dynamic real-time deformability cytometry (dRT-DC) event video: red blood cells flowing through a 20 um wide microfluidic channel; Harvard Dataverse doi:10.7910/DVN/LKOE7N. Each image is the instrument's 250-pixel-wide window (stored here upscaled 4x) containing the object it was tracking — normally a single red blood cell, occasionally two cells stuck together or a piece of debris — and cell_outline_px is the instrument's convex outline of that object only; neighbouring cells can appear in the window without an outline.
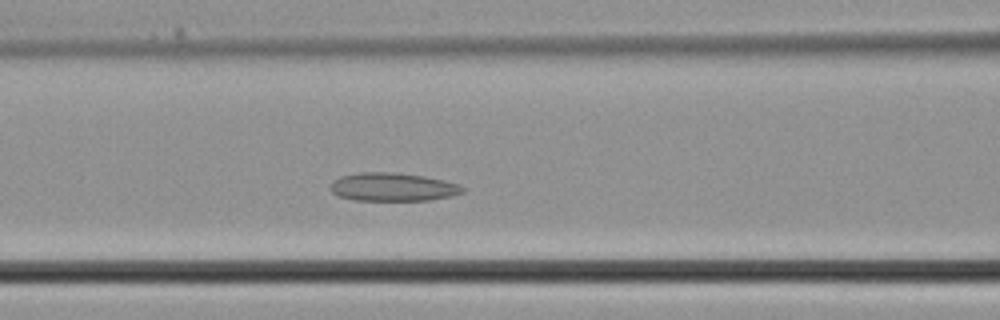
{"species": "common noctule bat (a hibernating species)", "species_latin": "Nyctalus noctula", "temperature_condition": "cold", "stored_images_in_passage": 31, "camera_frame_rate_fps": 3000, "um_per_image_px": 0.085, "animal": {"sex": "male", "body_mass_g": 21.5, "forearm_length_mm": 52.0}, "frame": {"image": 1, "passage_image": 9, "time_ms": 2.667, "image_size_px": [1000, 320], "cell_outline_px": [[468, 188], [464, 192], [452, 196], [428, 200], [356, 200], [340, 196], [332, 192], [332, 180], [340, 176], [360, 172], [392, 172], [424, 176], [444, 180]], "centroid_in_image_um": [33.42, 15.89], "position_along_channel_um": 133.2, "area_um2": 21.73}}
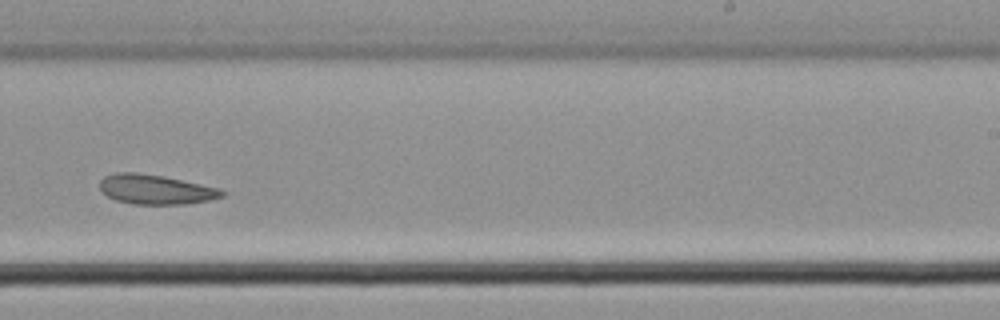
{"frame": {"image": 2, "passage_image": 17, "time_ms": 5.333, "image_size_px": [1000, 320], "cell_outline_px": [[228, 192], [224, 196], [208, 200], [188, 204], [132, 204], [116, 200], [100, 192], [100, 180], [104, 176], [116, 172], [136, 172], [164, 176], [220, 188]], "centroid_in_image_um": [13.24, 16.1], "position_along_channel_um": 275.8, "area_um2": 21.33}}
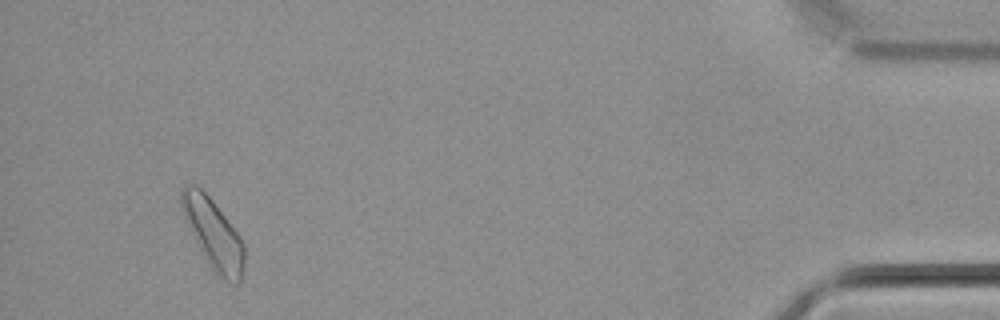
{"frame": {"image": 3, "passage_image": 29, "time_ms": 9.333, "image_size_px": [1000, 320], "cell_outline_px": [[244, 272], [240, 284], [236, 284], [224, 280], [212, 268], [196, 240], [180, 208], [180, 188], [184, 184], [196, 184], [212, 200], [240, 236], [244, 244]], "centroid_in_image_um": [18.14, 19.85], "position_along_channel_um": 417.1, "area_um2": 25.14}}